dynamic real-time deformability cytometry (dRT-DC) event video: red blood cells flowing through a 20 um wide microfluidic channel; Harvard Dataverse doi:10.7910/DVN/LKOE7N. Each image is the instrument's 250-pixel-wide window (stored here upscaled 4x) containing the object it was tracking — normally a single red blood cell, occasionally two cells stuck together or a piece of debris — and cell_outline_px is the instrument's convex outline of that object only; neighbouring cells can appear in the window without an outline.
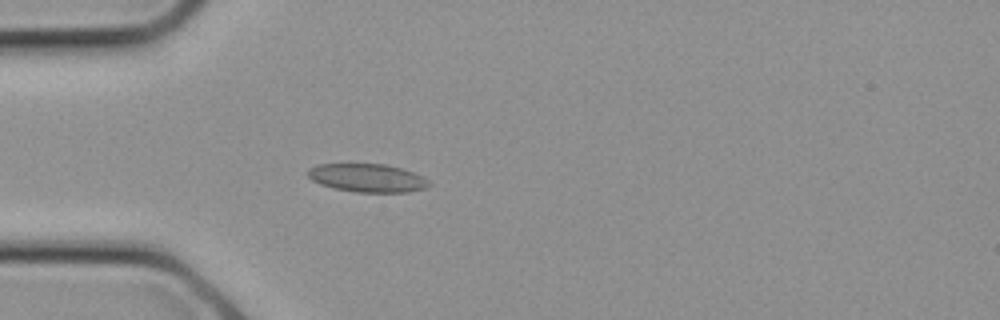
{"species": "common noctule bat (a hibernating species)", "species_latin": "Nyctalus noctula", "temperature_condition": "cold", "stored_images_in_passage": 8, "camera_frame_rate_fps": 3000, "um_per_image_px": 0.085, "animal": {"sex": "female", "body_mass_g": 21.9}, "frame": {"image": 1, "passage_image": 6, "time_ms": 1.667, "image_size_px": [1000, 320], "cell_outline_px": [[432, 184], [424, 188], [408, 192], [356, 192], [332, 188], [320, 184], [312, 180], [308, 176], [308, 168], [316, 164], [384, 164], [400, 168], [424, 176]], "centroid_in_image_um": [31.21, 15.12], "position_along_channel_um": 53.8, "area_um2": 20.0}}
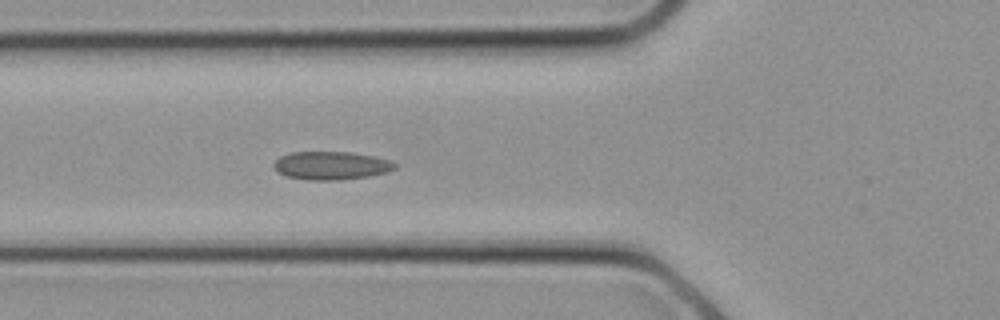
{"frame": {"image": 2, "passage_image": 8, "time_ms": 2.333, "image_size_px": [1000, 320], "cell_outline_px": [[396, 168], [388, 172], [368, 176], [340, 180], [308, 180], [288, 176], [276, 172], [272, 168], [272, 164], [280, 156], [288, 152], [352, 152], [372, 156], [388, 160], [396, 164]], "centroid_in_image_um": [28.1, 14.07], "position_along_channel_um": 97.7, "area_um2": 20.0}}